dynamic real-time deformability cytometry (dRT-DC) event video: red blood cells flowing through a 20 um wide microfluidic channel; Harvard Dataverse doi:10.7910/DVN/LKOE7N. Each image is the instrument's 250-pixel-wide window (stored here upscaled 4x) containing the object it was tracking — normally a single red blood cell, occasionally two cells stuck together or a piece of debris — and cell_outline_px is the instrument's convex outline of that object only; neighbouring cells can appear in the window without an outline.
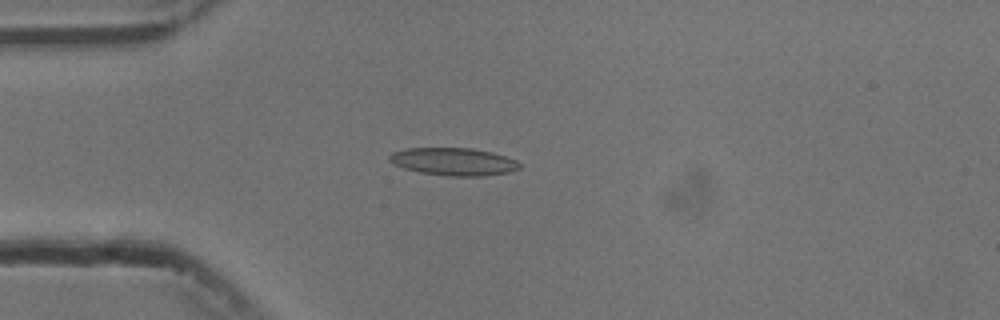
{"species": "common noctule bat (a hibernating species)", "species_latin": "Nyctalus noctula", "temperature_condition": "cold", "stored_images_in_passage": 42, "camera_frame_rate_fps": 3000, "um_per_image_px": 0.085, "animal": {"sex": "male", "body_mass_g": 13.3}, "frame": {"image": 1, "passage_image": 2, "time_ms": 0.333, "image_size_px": [1000, 320], "cell_outline_px": [[520, 168], [508, 172], [484, 176], [448, 176], [420, 172], [404, 168], [388, 160], [388, 156], [392, 152], [408, 148], [472, 148], [492, 152], [516, 160], [520, 164]], "centroid_in_image_um": [38.55, 13.73], "position_along_channel_um": 46.4, "area_um2": 20.87}}
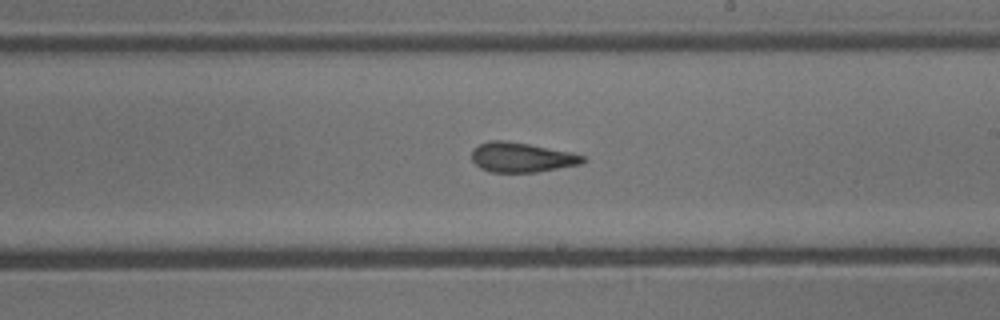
{"frame": {"image": 2, "passage_image": 19, "time_ms": 6.0, "image_size_px": [1000, 320], "cell_outline_px": [[588, 160], [580, 164], [536, 172], [488, 172], [480, 168], [472, 160], [472, 148], [488, 140], [504, 140], [528, 144], [572, 152], [584, 156]], "centroid_in_image_um": [44.32, 13.37], "position_along_channel_um": 244.7, "area_um2": 19.31}}
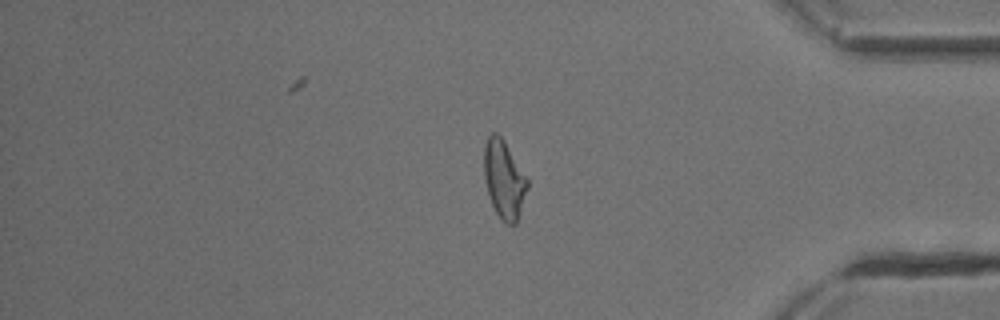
{"frame": {"image": 3, "passage_image": 33, "time_ms": 10.667, "image_size_px": [1000, 320], "cell_outline_px": [[528, 188], [516, 224], [508, 224], [500, 220], [492, 204], [484, 180], [484, 144], [488, 136], [492, 132], [496, 132], [504, 140], [528, 180]], "centroid_in_image_um": [42.83, 15.24], "position_along_channel_um": 392.4, "area_um2": 19.65}, "authors_computed_cell_mechanics": {"area_um2": 19.8254, "velocity_mm_per_s": 3.7483, "shape_relaxation_time_tau1_ms": 4.865, "shape_relaxation_time_tau2_ms": 1.6348, "deformation_change_tau1": 0.1584, "deformation_change_tau2": 0.1054}}